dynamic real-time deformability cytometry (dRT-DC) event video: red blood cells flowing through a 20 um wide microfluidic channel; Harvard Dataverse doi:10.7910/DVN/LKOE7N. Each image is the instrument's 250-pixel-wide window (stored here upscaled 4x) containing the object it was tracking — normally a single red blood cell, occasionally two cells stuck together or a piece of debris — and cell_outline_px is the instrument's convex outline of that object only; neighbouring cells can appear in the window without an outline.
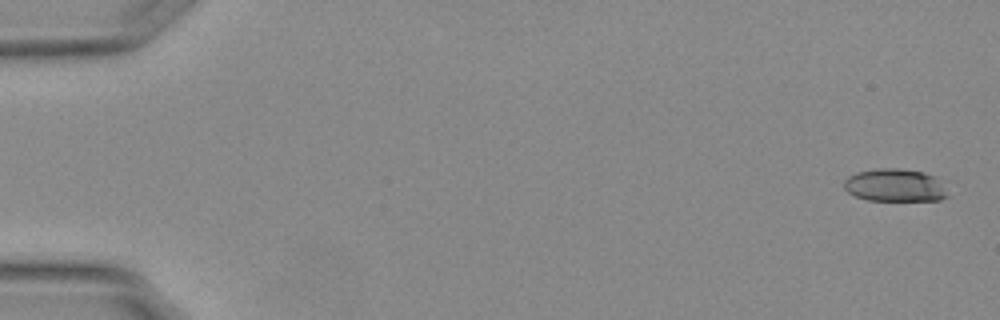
{"species": "Egyptian fruit bat (a non-hibernating species)", "species_latin": "Rousettus aegyptiacus", "temperature_condition": "warm", "stored_images_in_passage": 54, "camera_frame_rate_fps": 3000, "um_per_image_px": 0.085, "animal": {"sex": "female"}, "frame": {"image": 1, "passage_image": 1, "time_ms": 0.0, "image_size_px": [1000, 320], "cell_outline_px": [[948, 196], [940, 200], [868, 200], [856, 196], [848, 192], [844, 188], [844, 180], [848, 176], [856, 172], [876, 168], [900, 168], [924, 172], [932, 176]], "centroid_in_image_um": [75.97, 15.74], "position_along_channel_um": 9.0, "area_um2": 19.42}}
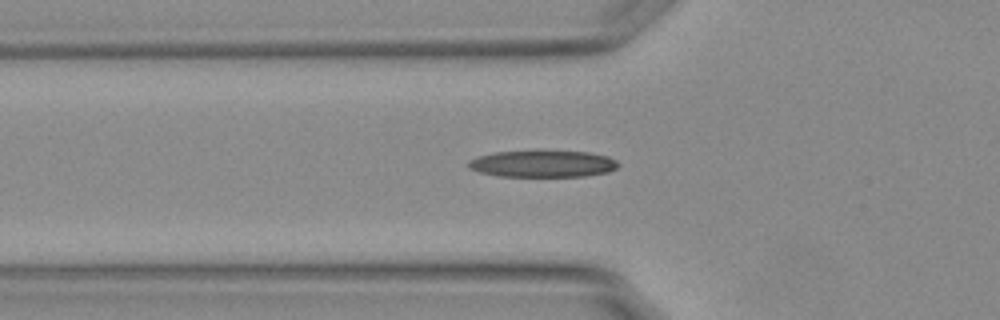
{"frame": {"image": 2, "passage_image": 19, "time_ms": 6.0, "image_size_px": [1000, 320], "cell_outline_px": [[620, 164], [616, 168], [608, 172], [584, 176], [500, 176], [480, 172], [468, 168], [468, 160], [480, 156], [496, 152], [540, 148], [588, 152], [608, 156], [616, 160]], "centroid_in_image_um": [46.15, 13.87], "position_along_channel_um": 79.7, "area_um2": 24.22}}
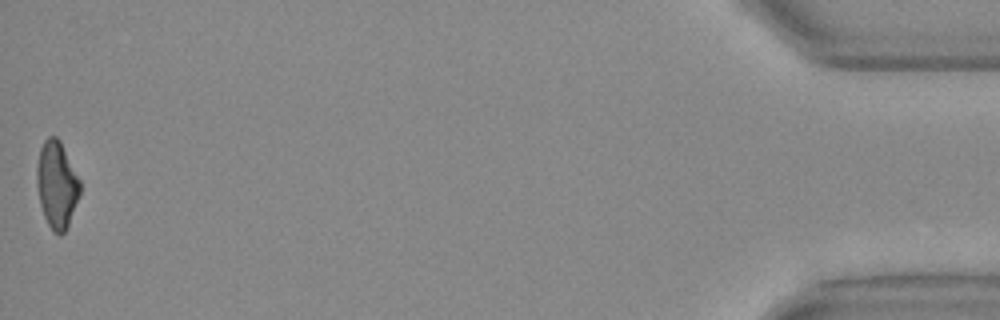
{"frame": {"image": 3, "passage_image": 54, "time_ms": 17.667, "image_size_px": [1000, 320], "cell_outline_px": [[80, 196], [68, 224], [64, 232], [60, 236], [52, 232], [44, 216], [40, 204], [36, 184], [36, 168], [40, 148], [44, 140], [48, 136], [56, 136], [60, 140], [80, 180]], "centroid_in_image_um": [4.81, 15.7], "position_along_channel_um": 430.4, "area_um2": 22.02}, "authors_computed_cell_mechanics": {"area_um2": 22.2241, "velocity_mm_per_s": 3.8001, "shape_relaxation_time_tau1_ms": 5.7603, "shape_relaxation_time_tau2_ms": 3.188, "deformation_change_tau1": 0.2172, "deformation_change_tau2": 0.1386}}